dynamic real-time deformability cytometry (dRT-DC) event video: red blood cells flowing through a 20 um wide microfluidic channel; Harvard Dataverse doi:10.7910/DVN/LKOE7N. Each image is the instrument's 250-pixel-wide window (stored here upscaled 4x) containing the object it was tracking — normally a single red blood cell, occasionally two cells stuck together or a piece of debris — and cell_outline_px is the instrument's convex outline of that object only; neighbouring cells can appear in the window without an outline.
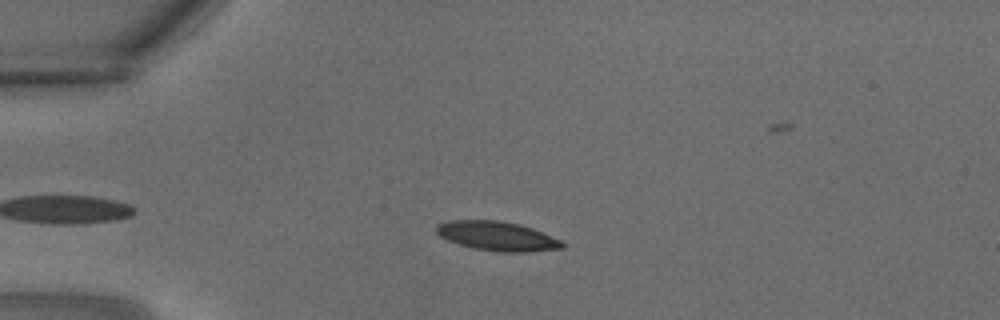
{"species": "common noctule bat (a hibernating species)", "species_latin": "Nyctalus noctula", "temperature_condition": "warm", "stored_images_in_passage": 26, "camera_frame_rate_fps": 3000, "um_per_image_px": 0.085, "animal": {"sex": "male", "body_mass_g": 18.8}, "frame": {"image": 1, "passage_image": 5, "time_ms": 1.333, "image_size_px": [1000, 320], "cell_outline_px": [[564, 248], [528, 252], [500, 252], [472, 248], [448, 240], [440, 236], [436, 232], [436, 224], [448, 220], [500, 220], [520, 224], [532, 228], [560, 240], [564, 244]], "centroid_in_image_um": [42.24, 20.06], "position_along_channel_um": 42.8, "area_um2": 21.5}}
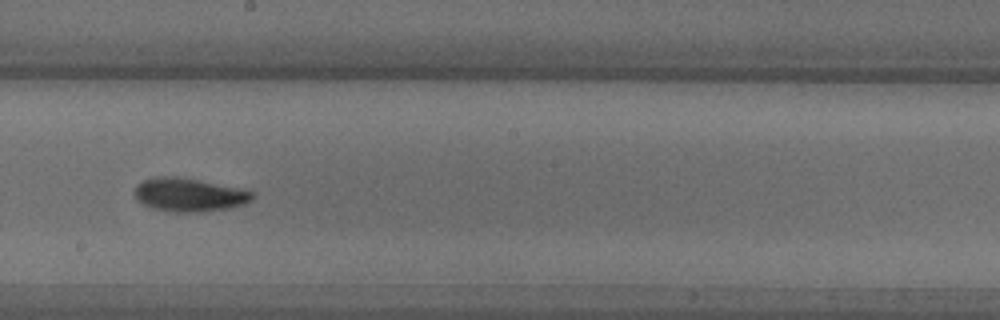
{"frame": {"image": 2, "passage_image": 15, "time_ms": 4.667, "image_size_px": [1000, 320], "cell_outline_px": [[256, 196], [252, 200], [244, 204], [224, 208], [200, 212], [176, 212], [152, 208], [144, 204], [136, 196], [136, 184], [144, 180], [160, 176], [176, 176], [248, 188], [256, 192]], "centroid_in_image_um": [16.19, 16.53], "position_along_channel_um": 232.0, "area_um2": 23.12}}
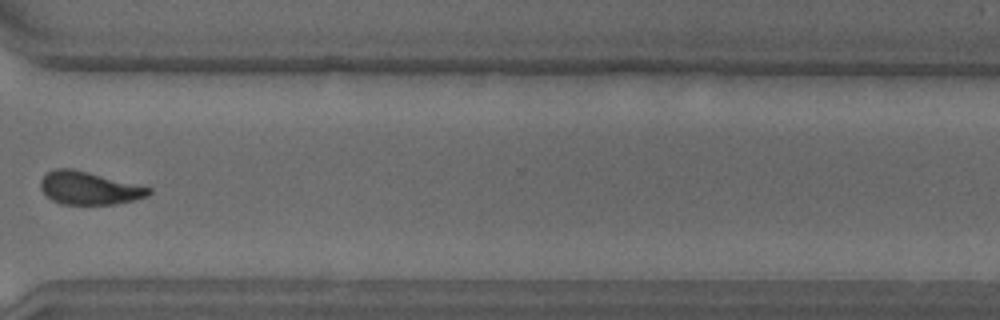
{"frame": {"image": 3, "passage_image": 21, "time_ms": 6.667, "image_size_px": [1000, 320], "cell_outline_px": [[152, 192], [148, 196], [136, 200], [116, 204], [60, 204], [52, 200], [40, 188], [40, 180], [48, 172], [56, 168], [72, 168], [152, 188]], "centroid_in_image_um": [7.58, 15.99], "position_along_channel_um": 363.0, "area_um2": 20.69}}